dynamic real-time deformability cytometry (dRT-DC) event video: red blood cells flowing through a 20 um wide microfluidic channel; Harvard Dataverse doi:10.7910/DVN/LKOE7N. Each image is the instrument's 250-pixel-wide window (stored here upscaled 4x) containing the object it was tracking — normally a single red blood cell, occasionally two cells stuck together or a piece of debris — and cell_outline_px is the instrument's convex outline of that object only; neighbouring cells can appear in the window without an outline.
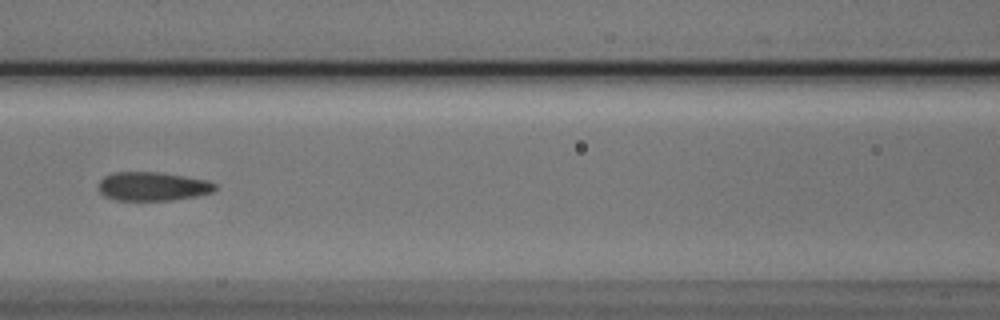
{"species": "Egyptian fruit bat (a non-hibernating species)", "species_latin": "Rousettus aegyptiacus", "temperature_condition": "cold", "stored_images_in_passage": 10, "camera_frame_rate_fps": 3000, "um_per_image_px": 0.085, "animal": {"sex": "male"}, "frame": {"image": 1, "passage_image": 6, "time_ms": 1.667, "image_size_px": [1000, 320], "cell_outline_px": [[216, 188], [212, 192], [196, 196], [172, 200], [116, 200], [104, 196], [96, 188], [100, 180], [104, 176], [112, 172], [156, 172], [184, 176], [208, 180], [216, 184]], "centroid_in_image_um": [12.94, 15.84], "position_along_channel_um": 153.7, "area_um2": 19.65}}
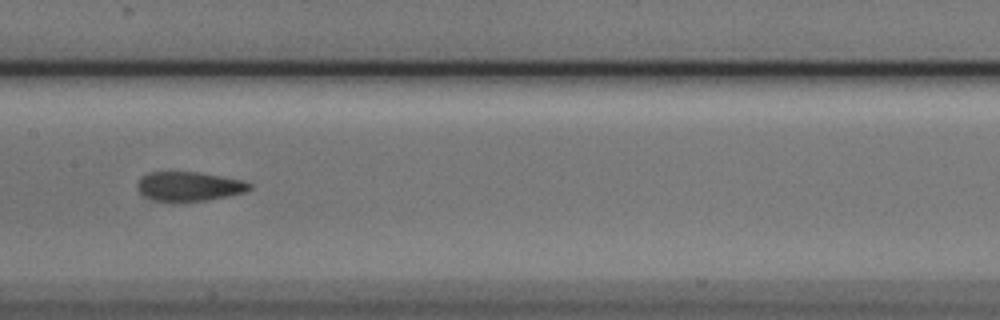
{"frame": {"image": 2, "passage_image": 7, "time_ms": 2.0, "image_size_px": [1000, 320], "cell_outline_px": [[252, 188], [244, 192], [228, 196], [204, 200], [152, 200], [140, 192], [136, 188], [136, 184], [140, 176], [148, 172], [196, 172], [244, 180], [252, 184]], "centroid_in_image_um": [16.06, 15.81], "position_along_channel_um": 191.3, "area_um2": 18.9}}
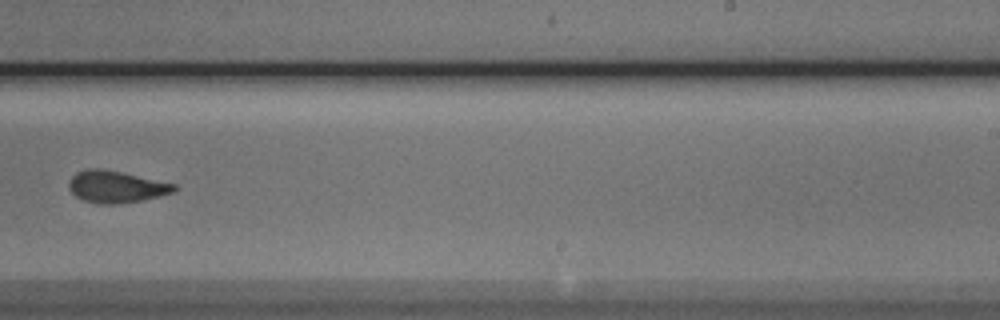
{"frame": {"image": 3, "passage_image": 9, "time_ms": 2.667, "image_size_px": [1000, 320], "cell_outline_px": [[180, 188], [176, 192], [160, 196], [120, 204], [100, 204], [84, 200], [76, 196], [68, 188], [68, 184], [72, 176], [76, 172], [88, 168], [100, 168], [120, 172], [176, 184]], "centroid_in_image_um": [9.89, 15.87], "position_along_channel_um": 279.1, "area_um2": 19.59}}